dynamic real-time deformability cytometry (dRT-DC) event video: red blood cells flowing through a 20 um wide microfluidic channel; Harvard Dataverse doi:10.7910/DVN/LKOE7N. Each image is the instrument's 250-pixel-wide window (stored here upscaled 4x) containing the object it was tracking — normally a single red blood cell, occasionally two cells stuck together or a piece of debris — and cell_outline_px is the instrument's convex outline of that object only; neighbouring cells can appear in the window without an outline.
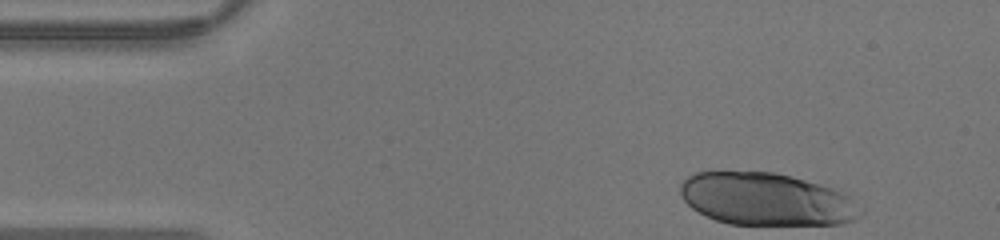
{"species": "human", "species_latin": "Homo sapiens", "temperature_condition": "warm", "stored_images_in_passage": 14, "camera_frame_rate_fps": 3000, "um_per_image_px": 0.085, "donor": {"sex": "male"}, "frame": {"image": 1, "passage_image": 1, "time_ms": 0.0, "image_size_px": [1000, 240], "cell_outline_px": [[864, 212], [860, 216], [844, 224], [728, 224], [716, 220], [692, 208], [684, 200], [680, 192], [680, 184], [688, 176], [696, 172], [772, 172], [792, 176], [832, 188], [844, 192], [864, 208]], "centroid_in_image_um": [65.18, 16.93], "position_along_channel_um": 19.8, "area_um2": 55.14}}
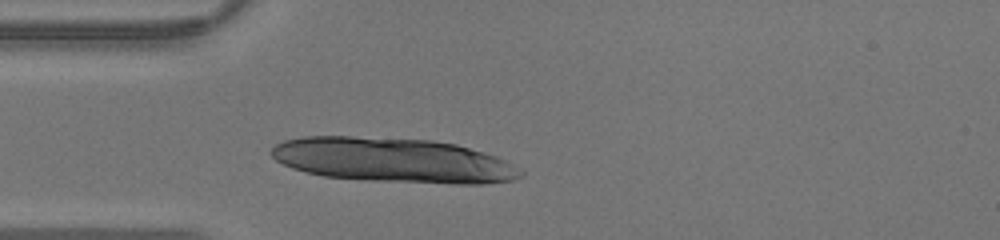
{"frame": {"image": 2, "passage_image": 8, "time_ms": 2.333, "image_size_px": [1000, 240], "cell_outline_px": [[524, 176], [512, 180], [484, 184], [452, 184], [368, 180], [324, 176], [292, 168], [276, 160], [268, 152], [276, 144], [284, 140], [304, 136], [352, 136], [432, 140], [456, 144], [484, 152], [496, 156], [512, 164], [524, 172]], "centroid_in_image_um": [33.43, 13.61], "position_along_channel_um": 51.6, "area_um2": 64.97}}